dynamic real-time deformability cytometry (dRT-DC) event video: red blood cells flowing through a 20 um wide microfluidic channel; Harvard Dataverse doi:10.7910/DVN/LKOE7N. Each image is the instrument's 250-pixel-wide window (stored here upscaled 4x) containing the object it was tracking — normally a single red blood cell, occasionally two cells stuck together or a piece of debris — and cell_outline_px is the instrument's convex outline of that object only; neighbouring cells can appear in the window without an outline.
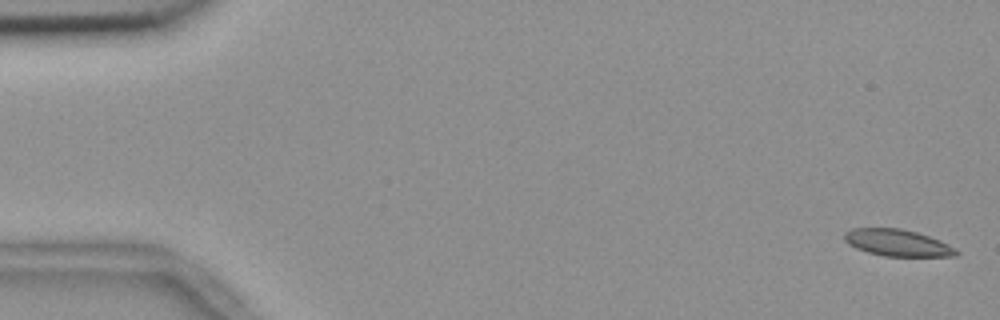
{"species": "common noctule bat (a hibernating species)", "species_latin": "Nyctalus noctula", "temperature_condition": "room temperature", "stored_images_in_passage": 56, "camera_frame_rate_fps": 3000, "um_per_image_px": 0.085, "animal": {"sex": "female", "body_mass_g": 18.4}, "frame": {"image": 1, "passage_image": 2, "time_ms": 0.333, "image_size_px": [1000, 320], "cell_outline_px": [[960, 252], [956, 256], [884, 256], [868, 252], [856, 248], [848, 244], [844, 240], [844, 232], [852, 228], [900, 228], [916, 232], [940, 240], [956, 248]], "centroid_in_image_um": [76.28, 20.63], "position_along_channel_um": 8.7, "area_um2": 17.46}}
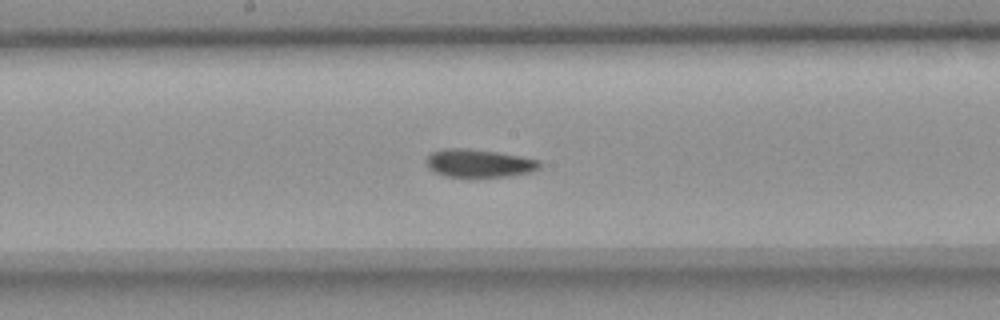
{"frame": {"image": 2, "passage_image": 30, "time_ms": 9.667, "image_size_px": [1000, 320], "cell_outline_px": [[540, 168], [532, 172], [508, 176], [476, 180], [444, 176], [428, 168], [424, 160], [432, 152], [444, 148], [468, 148], [496, 152], [520, 156], [540, 160]], "centroid_in_image_um": [40.69, 13.92], "position_along_channel_um": 207.5, "area_um2": 19.36}}
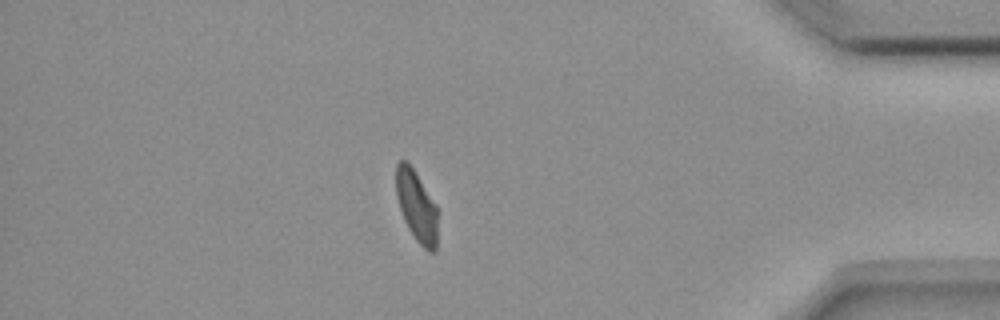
{"frame": {"image": 3, "passage_image": 49, "time_ms": 16.0, "image_size_px": [1000, 320], "cell_outline_px": [[440, 212], [436, 248], [432, 252], [428, 252], [416, 240], [408, 228], [404, 220], [396, 196], [396, 164], [400, 160], [404, 160], [412, 168], [436, 204]], "centroid_in_image_um": [35.45, 17.58], "position_along_channel_um": 399.7, "area_um2": 17.46}, "authors_computed_cell_mechanics": {"area_um2": 18.2937, "velocity_mm_per_s": 3.6301, "shape_relaxation_time_tau1_ms": null, "shape_relaxation_time_tau2_ms": 2.676, "deformation_change_tau1": null, "deformation_change_tau2": 0.0842}}